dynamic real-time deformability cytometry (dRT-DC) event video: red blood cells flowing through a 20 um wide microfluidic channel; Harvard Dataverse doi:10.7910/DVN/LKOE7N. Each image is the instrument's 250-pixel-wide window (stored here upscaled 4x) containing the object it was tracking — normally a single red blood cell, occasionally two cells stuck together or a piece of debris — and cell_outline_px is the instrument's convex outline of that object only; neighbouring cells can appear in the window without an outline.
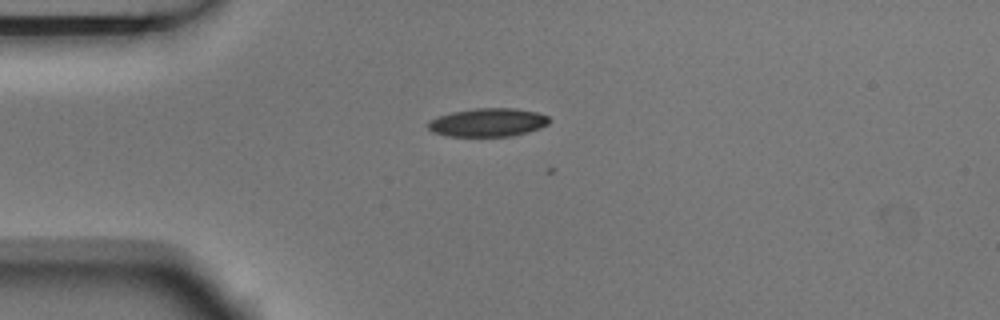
{"species": "Egyptian fruit bat (a non-hibernating species)", "species_latin": "Rousettus aegyptiacus", "temperature_condition": "room temperature", "stored_images_in_passage": 4, "camera_frame_rate_fps": 3000, "um_per_image_px": 0.085, "animal": {"sex": "male"}, "frame": {"image": 1, "passage_image": 1, "time_ms": 0.0, "image_size_px": [1000, 320], "cell_outline_px": [[552, 120], [548, 124], [540, 128], [528, 132], [512, 136], [448, 136], [432, 132], [428, 128], [428, 120], [436, 116], [452, 112], [472, 108], [516, 108], [536, 112], [548, 116]], "centroid_in_image_um": [41.46, 10.4], "position_along_channel_um": 43.5, "area_um2": 20.29}}
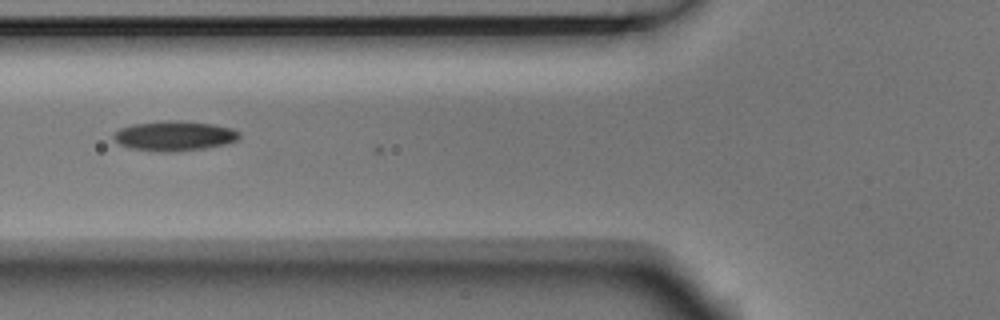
{"frame": {"image": 2, "passage_image": 3, "time_ms": 0.667, "image_size_px": [1000, 320], "cell_outline_px": [[240, 136], [236, 140], [224, 144], [204, 148], [168, 152], [160, 152], [132, 148], [120, 144], [112, 136], [120, 128], [132, 124], [164, 120], [180, 120], [212, 124], [232, 128], [240, 132]], "centroid_in_image_um": [14.82, 11.53], "position_along_channel_um": 111.0, "area_um2": 21.73}}
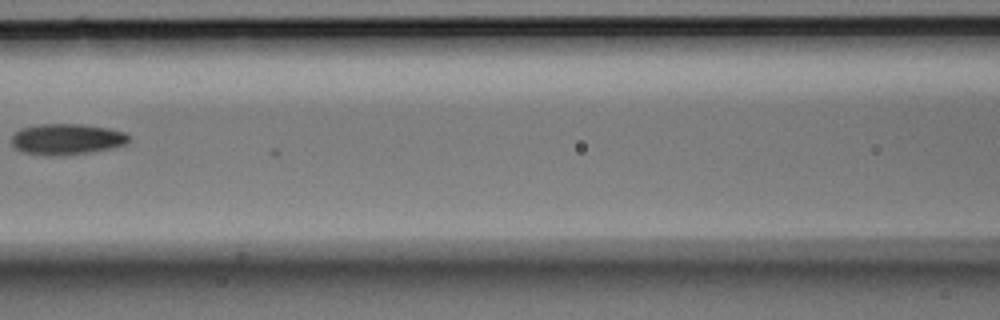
{"frame": {"image": 3, "passage_image": 4, "time_ms": 1.0, "image_size_px": [1000, 320], "cell_outline_px": [[128, 140], [124, 144], [112, 148], [88, 152], [24, 152], [16, 148], [12, 144], [12, 136], [20, 128], [40, 124], [84, 124], [108, 128], [128, 132]], "centroid_in_image_um": [5.73, 11.76], "position_along_channel_um": 160.9, "area_um2": 20.06}}